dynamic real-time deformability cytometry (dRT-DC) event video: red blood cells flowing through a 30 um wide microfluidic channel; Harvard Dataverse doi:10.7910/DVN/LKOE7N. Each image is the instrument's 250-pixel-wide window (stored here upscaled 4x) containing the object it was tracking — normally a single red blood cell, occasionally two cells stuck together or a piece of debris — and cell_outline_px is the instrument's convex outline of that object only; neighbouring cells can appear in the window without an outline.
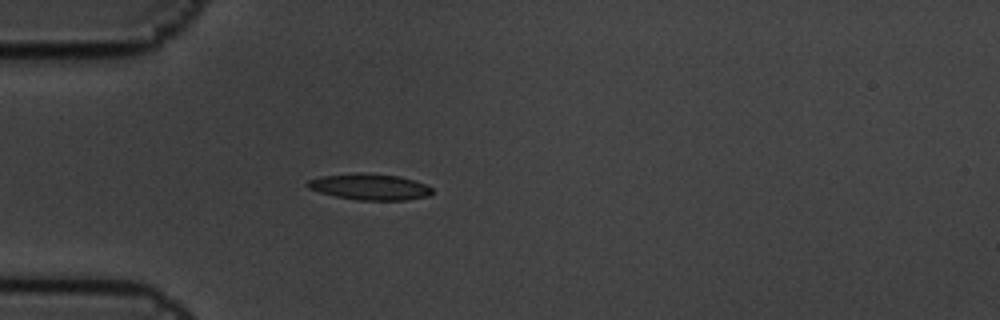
{"species": "common noctule bat (a hibernating species)", "species_latin": "Nyctalus noctula", "temperature_condition": "cold", "stored_images_in_passage": 6, "camera_frame_rate_fps": 3000, "um_per_image_px": 0.085, "animal": {"sex": "male", "body_mass_g": 19.5, "forearm_length_mm": 54.6}, "frame": {"image": 1, "passage_image": 6, "time_ms": 1.667, "image_size_px": [1000, 320], "cell_outline_px": [[432, 192], [428, 196], [404, 200], [356, 200], [336, 196], [320, 192], [308, 188], [304, 184], [308, 180], [320, 176], [356, 172], [360, 172], [400, 176], [424, 184], [432, 188]], "centroid_in_image_um": [31.37, 15.87], "position_along_channel_um": 53.6, "area_um2": 19.02}}